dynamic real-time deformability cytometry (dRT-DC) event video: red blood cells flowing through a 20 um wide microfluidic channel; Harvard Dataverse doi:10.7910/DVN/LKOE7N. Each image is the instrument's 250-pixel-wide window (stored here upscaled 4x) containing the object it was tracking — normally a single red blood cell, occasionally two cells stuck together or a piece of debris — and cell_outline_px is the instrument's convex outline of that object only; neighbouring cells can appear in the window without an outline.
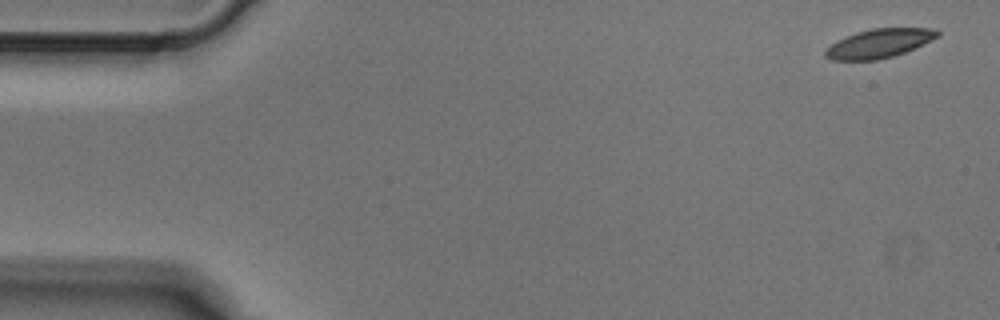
{"species": "Egyptian fruit bat (a non-hibernating species)", "species_latin": "Rousettus aegyptiacus", "temperature_condition": "cold", "stored_images_in_passage": 5, "camera_frame_rate_fps": 3000, "um_per_image_px": 0.085, "animal": {"sex": "male"}, "frame": {"image": 1, "passage_image": 1, "time_ms": 0.0, "image_size_px": [1000, 320], "cell_outline_px": [[940, 36], [904, 52], [892, 56], [876, 60], [832, 60], [824, 56], [824, 52], [836, 40], [856, 32], [872, 28], [936, 28], [940, 32]], "centroid_in_image_um": [74.72, 3.68], "position_along_channel_um": 10.3, "area_um2": 18.79}}
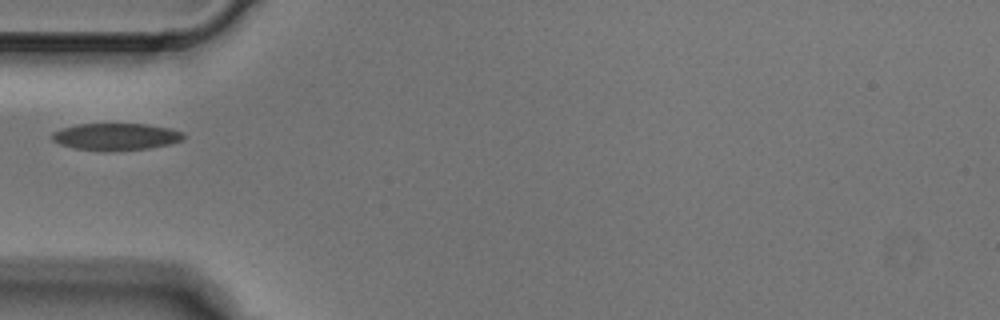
{"frame": {"image": 2, "passage_image": 4, "time_ms": 1.0, "image_size_px": [1000, 320], "cell_outline_px": [[184, 140], [172, 144], [148, 148], [104, 152], [72, 148], [60, 144], [52, 140], [52, 132], [76, 124], [148, 124], [168, 128], [184, 132]], "centroid_in_image_um": [9.87, 11.63], "position_along_channel_um": 75.1, "area_um2": 20.92}}
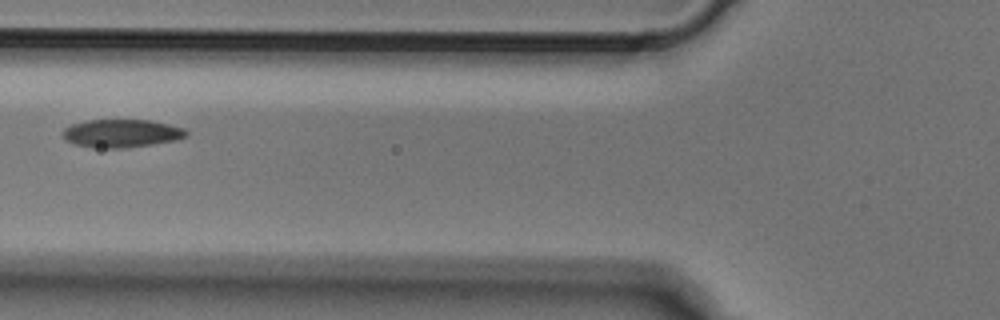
{"frame": {"image": 3, "passage_image": 5, "time_ms": 1.333, "image_size_px": [1000, 320], "cell_outline_px": [[188, 136], [176, 140], [124, 148], [92, 148], [76, 144], [64, 140], [60, 132], [64, 128], [72, 124], [84, 120], [152, 120], [184, 128], [188, 132]], "centroid_in_image_um": [10.29, 11.33], "position_along_channel_um": 115.5, "area_um2": 20.4}}